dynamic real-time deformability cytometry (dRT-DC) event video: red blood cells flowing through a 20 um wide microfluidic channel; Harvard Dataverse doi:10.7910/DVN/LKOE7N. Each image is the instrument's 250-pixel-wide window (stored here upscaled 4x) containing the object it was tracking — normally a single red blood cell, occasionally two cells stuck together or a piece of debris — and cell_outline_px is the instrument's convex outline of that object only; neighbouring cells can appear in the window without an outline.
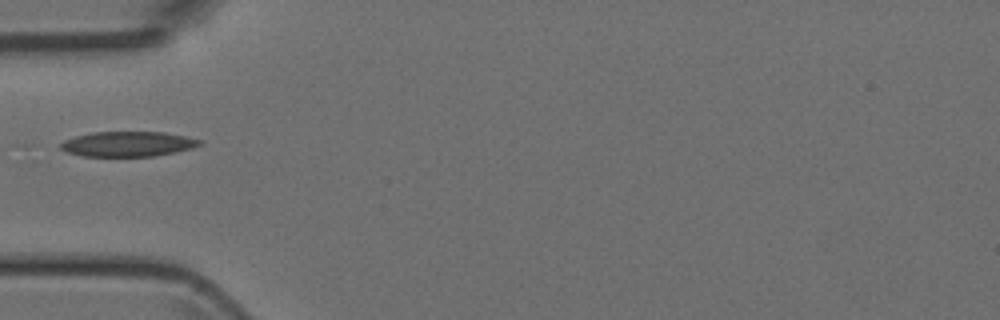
{"species": "Egyptian fruit bat (a non-hibernating species)", "species_latin": "Rousettus aegyptiacus", "temperature_condition": "room temperature", "stored_images_in_passage": 1, "camera_frame_rate_fps": 3000, "um_per_image_px": 0.085, "animal": {"sex": "female"}, "frame": {"image": 1, "passage_image": 1, "time_ms": 0.0, "image_size_px": [1000, 320], "cell_outline_px": [[204, 144], [192, 148], [176, 152], [152, 156], [84, 156], [68, 152], [60, 148], [60, 144], [64, 140], [76, 136], [92, 132], [164, 132], [204, 140]], "centroid_in_image_um": [10.92, 12.23], "position_along_channel_um": 74.1, "area_um2": 20.29}}